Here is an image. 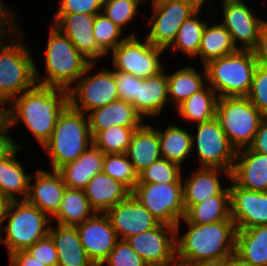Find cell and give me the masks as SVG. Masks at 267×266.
<instances>
[{
    "label": "cell",
    "mask_w": 267,
    "mask_h": 266,
    "mask_svg": "<svg viewBox=\"0 0 267 266\" xmlns=\"http://www.w3.org/2000/svg\"><path fill=\"white\" fill-rule=\"evenodd\" d=\"M4 108V124L9 130L24 122L41 147L50 139L60 113L69 104V90L36 84Z\"/></svg>",
    "instance_id": "obj_1"
},
{
    "label": "cell",
    "mask_w": 267,
    "mask_h": 266,
    "mask_svg": "<svg viewBox=\"0 0 267 266\" xmlns=\"http://www.w3.org/2000/svg\"><path fill=\"white\" fill-rule=\"evenodd\" d=\"M188 231L179 236L176 226V260L184 264L225 259L235 255L236 227L233 220L212 224L187 223Z\"/></svg>",
    "instance_id": "obj_2"
},
{
    "label": "cell",
    "mask_w": 267,
    "mask_h": 266,
    "mask_svg": "<svg viewBox=\"0 0 267 266\" xmlns=\"http://www.w3.org/2000/svg\"><path fill=\"white\" fill-rule=\"evenodd\" d=\"M19 30L16 26L11 34L0 37V105L3 108L37 84L35 60L28 47L21 42ZM9 35L13 36L11 42L7 37Z\"/></svg>",
    "instance_id": "obj_3"
},
{
    "label": "cell",
    "mask_w": 267,
    "mask_h": 266,
    "mask_svg": "<svg viewBox=\"0 0 267 266\" xmlns=\"http://www.w3.org/2000/svg\"><path fill=\"white\" fill-rule=\"evenodd\" d=\"M50 28L44 52L46 75L40 77L35 65L36 82L43 86L69 90L91 62L75 48L66 35L53 25Z\"/></svg>",
    "instance_id": "obj_4"
},
{
    "label": "cell",
    "mask_w": 267,
    "mask_h": 266,
    "mask_svg": "<svg viewBox=\"0 0 267 266\" xmlns=\"http://www.w3.org/2000/svg\"><path fill=\"white\" fill-rule=\"evenodd\" d=\"M70 104L60 113L50 139L42 146L52 170L78 159L92 144L88 117Z\"/></svg>",
    "instance_id": "obj_5"
},
{
    "label": "cell",
    "mask_w": 267,
    "mask_h": 266,
    "mask_svg": "<svg viewBox=\"0 0 267 266\" xmlns=\"http://www.w3.org/2000/svg\"><path fill=\"white\" fill-rule=\"evenodd\" d=\"M253 50L236 52L209 61L204 65L207 83L218 97H246L257 66Z\"/></svg>",
    "instance_id": "obj_6"
},
{
    "label": "cell",
    "mask_w": 267,
    "mask_h": 266,
    "mask_svg": "<svg viewBox=\"0 0 267 266\" xmlns=\"http://www.w3.org/2000/svg\"><path fill=\"white\" fill-rule=\"evenodd\" d=\"M5 220L7 224L0 226V243L6 245L10 256L14 252L27 250L36 241L46 237L52 218L27 200H16L10 202L3 223Z\"/></svg>",
    "instance_id": "obj_7"
},
{
    "label": "cell",
    "mask_w": 267,
    "mask_h": 266,
    "mask_svg": "<svg viewBox=\"0 0 267 266\" xmlns=\"http://www.w3.org/2000/svg\"><path fill=\"white\" fill-rule=\"evenodd\" d=\"M263 117L247 97L218 98L216 118L236 151L252 144Z\"/></svg>",
    "instance_id": "obj_8"
},
{
    "label": "cell",
    "mask_w": 267,
    "mask_h": 266,
    "mask_svg": "<svg viewBox=\"0 0 267 266\" xmlns=\"http://www.w3.org/2000/svg\"><path fill=\"white\" fill-rule=\"evenodd\" d=\"M152 4V19L147 22L151 29L146 39L164 50L175 41L183 22L204 5L200 0L152 1Z\"/></svg>",
    "instance_id": "obj_9"
},
{
    "label": "cell",
    "mask_w": 267,
    "mask_h": 266,
    "mask_svg": "<svg viewBox=\"0 0 267 266\" xmlns=\"http://www.w3.org/2000/svg\"><path fill=\"white\" fill-rule=\"evenodd\" d=\"M183 183H137L131 194L163 224L176 227L185 216Z\"/></svg>",
    "instance_id": "obj_10"
},
{
    "label": "cell",
    "mask_w": 267,
    "mask_h": 266,
    "mask_svg": "<svg viewBox=\"0 0 267 266\" xmlns=\"http://www.w3.org/2000/svg\"><path fill=\"white\" fill-rule=\"evenodd\" d=\"M164 51L147 39L140 41L132 33L112 50L113 71L129 73L142 79L156 75L163 70L159 57Z\"/></svg>",
    "instance_id": "obj_11"
},
{
    "label": "cell",
    "mask_w": 267,
    "mask_h": 266,
    "mask_svg": "<svg viewBox=\"0 0 267 266\" xmlns=\"http://www.w3.org/2000/svg\"><path fill=\"white\" fill-rule=\"evenodd\" d=\"M94 65L95 62L90 63L84 74L76 81V86L69 89V104L86 115L89 111L119 100L112 70L101 69L94 75L86 77Z\"/></svg>",
    "instance_id": "obj_12"
},
{
    "label": "cell",
    "mask_w": 267,
    "mask_h": 266,
    "mask_svg": "<svg viewBox=\"0 0 267 266\" xmlns=\"http://www.w3.org/2000/svg\"><path fill=\"white\" fill-rule=\"evenodd\" d=\"M191 141L192 148L196 144L200 167L232 171L237 151L216 117L197 124L196 135L191 136Z\"/></svg>",
    "instance_id": "obj_13"
},
{
    "label": "cell",
    "mask_w": 267,
    "mask_h": 266,
    "mask_svg": "<svg viewBox=\"0 0 267 266\" xmlns=\"http://www.w3.org/2000/svg\"><path fill=\"white\" fill-rule=\"evenodd\" d=\"M126 240L148 266H165L176 261L174 226L160 223L157 227Z\"/></svg>",
    "instance_id": "obj_14"
},
{
    "label": "cell",
    "mask_w": 267,
    "mask_h": 266,
    "mask_svg": "<svg viewBox=\"0 0 267 266\" xmlns=\"http://www.w3.org/2000/svg\"><path fill=\"white\" fill-rule=\"evenodd\" d=\"M96 14L55 13L53 26L66 35L75 48L91 63L107 56L96 44L93 26Z\"/></svg>",
    "instance_id": "obj_15"
},
{
    "label": "cell",
    "mask_w": 267,
    "mask_h": 266,
    "mask_svg": "<svg viewBox=\"0 0 267 266\" xmlns=\"http://www.w3.org/2000/svg\"><path fill=\"white\" fill-rule=\"evenodd\" d=\"M76 228L88 257L95 266H100L118 240L108 215L96 212Z\"/></svg>",
    "instance_id": "obj_16"
},
{
    "label": "cell",
    "mask_w": 267,
    "mask_h": 266,
    "mask_svg": "<svg viewBox=\"0 0 267 266\" xmlns=\"http://www.w3.org/2000/svg\"><path fill=\"white\" fill-rule=\"evenodd\" d=\"M223 22L221 23L231 34L236 48L253 50L258 42L260 29L265 20L255 16L252 8L244 1L222 3ZM241 41V47L237 41Z\"/></svg>",
    "instance_id": "obj_17"
},
{
    "label": "cell",
    "mask_w": 267,
    "mask_h": 266,
    "mask_svg": "<svg viewBox=\"0 0 267 266\" xmlns=\"http://www.w3.org/2000/svg\"><path fill=\"white\" fill-rule=\"evenodd\" d=\"M108 215L118 239H128L157 227L160 222L132 194L110 208ZM122 236V237H120Z\"/></svg>",
    "instance_id": "obj_18"
},
{
    "label": "cell",
    "mask_w": 267,
    "mask_h": 266,
    "mask_svg": "<svg viewBox=\"0 0 267 266\" xmlns=\"http://www.w3.org/2000/svg\"><path fill=\"white\" fill-rule=\"evenodd\" d=\"M229 190L231 219L236 230L267 225V192L241 188L234 182Z\"/></svg>",
    "instance_id": "obj_19"
},
{
    "label": "cell",
    "mask_w": 267,
    "mask_h": 266,
    "mask_svg": "<svg viewBox=\"0 0 267 266\" xmlns=\"http://www.w3.org/2000/svg\"><path fill=\"white\" fill-rule=\"evenodd\" d=\"M230 181L241 188L267 192V154L249 147L237 150Z\"/></svg>",
    "instance_id": "obj_20"
},
{
    "label": "cell",
    "mask_w": 267,
    "mask_h": 266,
    "mask_svg": "<svg viewBox=\"0 0 267 266\" xmlns=\"http://www.w3.org/2000/svg\"><path fill=\"white\" fill-rule=\"evenodd\" d=\"M35 174L36 182L33 184L29 182L26 200L53 218L60 208L66 185L61 174L56 170L47 172L38 169Z\"/></svg>",
    "instance_id": "obj_21"
},
{
    "label": "cell",
    "mask_w": 267,
    "mask_h": 266,
    "mask_svg": "<svg viewBox=\"0 0 267 266\" xmlns=\"http://www.w3.org/2000/svg\"><path fill=\"white\" fill-rule=\"evenodd\" d=\"M225 172L231 180V172L220 168L200 167L183 180V205L185 212L195 204L215 195H230L229 187L223 188L219 173Z\"/></svg>",
    "instance_id": "obj_22"
},
{
    "label": "cell",
    "mask_w": 267,
    "mask_h": 266,
    "mask_svg": "<svg viewBox=\"0 0 267 266\" xmlns=\"http://www.w3.org/2000/svg\"><path fill=\"white\" fill-rule=\"evenodd\" d=\"M87 117L92 138L113 126L141 127L144 124L135 107L120 99L89 112Z\"/></svg>",
    "instance_id": "obj_23"
},
{
    "label": "cell",
    "mask_w": 267,
    "mask_h": 266,
    "mask_svg": "<svg viewBox=\"0 0 267 266\" xmlns=\"http://www.w3.org/2000/svg\"><path fill=\"white\" fill-rule=\"evenodd\" d=\"M166 103H169V98L167 73L164 69L156 75L138 78L137 96L131 104L142 118L159 116Z\"/></svg>",
    "instance_id": "obj_24"
},
{
    "label": "cell",
    "mask_w": 267,
    "mask_h": 266,
    "mask_svg": "<svg viewBox=\"0 0 267 266\" xmlns=\"http://www.w3.org/2000/svg\"><path fill=\"white\" fill-rule=\"evenodd\" d=\"M83 190L91 207L98 213H106L131 194L125 185L104 172L95 174Z\"/></svg>",
    "instance_id": "obj_25"
},
{
    "label": "cell",
    "mask_w": 267,
    "mask_h": 266,
    "mask_svg": "<svg viewBox=\"0 0 267 266\" xmlns=\"http://www.w3.org/2000/svg\"><path fill=\"white\" fill-rule=\"evenodd\" d=\"M14 147L0 159V192L10 201L26 200L29 191V182L33 176L27 175L24 167L15 159L16 154L23 147L13 142ZM24 196L19 199L16 196Z\"/></svg>",
    "instance_id": "obj_26"
},
{
    "label": "cell",
    "mask_w": 267,
    "mask_h": 266,
    "mask_svg": "<svg viewBox=\"0 0 267 266\" xmlns=\"http://www.w3.org/2000/svg\"><path fill=\"white\" fill-rule=\"evenodd\" d=\"M105 154L93 144L75 161L62 166L58 172L67 188L84 189L89 180L103 172Z\"/></svg>",
    "instance_id": "obj_27"
},
{
    "label": "cell",
    "mask_w": 267,
    "mask_h": 266,
    "mask_svg": "<svg viewBox=\"0 0 267 266\" xmlns=\"http://www.w3.org/2000/svg\"><path fill=\"white\" fill-rule=\"evenodd\" d=\"M49 235L58 251L57 266H95L81 244L76 226H50Z\"/></svg>",
    "instance_id": "obj_28"
},
{
    "label": "cell",
    "mask_w": 267,
    "mask_h": 266,
    "mask_svg": "<svg viewBox=\"0 0 267 266\" xmlns=\"http://www.w3.org/2000/svg\"><path fill=\"white\" fill-rule=\"evenodd\" d=\"M126 155L138 174L153 162L161 159L157 129L146 124L136 129L126 150Z\"/></svg>",
    "instance_id": "obj_29"
},
{
    "label": "cell",
    "mask_w": 267,
    "mask_h": 266,
    "mask_svg": "<svg viewBox=\"0 0 267 266\" xmlns=\"http://www.w3.org/2000/svg\"><path fill=\"white\" fill-rule=\"evenodd\" d=\"M235 256L250 266H267V225L236 230Z\"/></svg>",
    "instance_id": "obj_30"
},
{
    "label": "cell",
    "mask_w": 267,
    "mask_h": 266,
    "mask_svg": "<svg viewBox=\"0 0 267 266\" xmlns=\"http://www.w3.org/2000/svg\"><path fill=\"white\" fill-rule=\"evenodd\" d=\"M204 68L203 76L192 66L178 69L175 73L167 74L169 103L175 106L180 105L193 93L205 87L207 83V73Z\"/></svg>",
    "instance_id": "obj_31"
},
{
    "label": "cell",
    "mask_w": 267,
    "mask_h": 266,
    "mask_svg": "<svg viewBox=\"0 0 267 266\" xmlns=\"http://www.w3.org/2000/svg\"><path fill=\"white\" fill-rule=\"evenodd\" d=\"M185 223L212 224L231 219L230 195H215L192 205L182 219Z\"/></svg>",
    "instance_id": "obj_32"
},
{
    "label": "cell",
    "mask_w": 267,
    "mask_h": 266,
    "mask_svg": "<svg viewBox=\"0 0 267 266\" xmlns=\"http://www.w3.org/2000/svg\"><path fill=\"white\" fill-rule=\"evenodd\" d=\"M218 98L217 93L211 86L204 87L200 91L193 93L176 109L183 119L199 124L216 117Z\"/></svg>",
    "instance_id": "obj_33"
},
{
    "label": "cell",
    "mask_w": 267,
    "mask_h": 266,
    "mask_svg": "<svg viewBox=\"0 0 267 266\" xmlns=\"http://www.w3.org/2000/svg\"><path fill=\"white\" fill-rule=\"evenodd\" d=\"M83 189H65L60 208L53 217L57 224L76 226L95 214Z\"/></svg>",
    "instance_id": "obj_34"
},
{
    "label": "cell",
    "mask_w": 267,
    "mask_h": 266,
    "mask_svg": "<svg viewBox=\"0 0 267 266\" xmlns=\"http://www.w3.org/2000/svg\"><path fill=\"white\" fill-rule=\"evenodd\" d=\"M237 50L238 48L234 45L231 34L221 23L212 26H208L206 23L198 52V56L202 59V65L232 54Z\"/></svg>",
    "instance_id": "obj_35"
},
{
    "label": "cell",
    "mask_w": 267,
    "mask_h": 266,
    "mask_svg": "<svg viewBox=\"0 0 267 266\" xmlns=\"http://www.w3.org/2000/svg\"><path fill=\"white\" fill-rule=\"evenodd\" d=\"M156 129L162 158L182 165L190 152L192 153V134L177 125H170L164 131Z\"/></svg>",
    "instance_id": "obj_36"
},
{
    "label": "cell",
    "mask_w": 267,
    "mask_h": 266,
    "mask_svg": "<svg viewBox=\"0 0 267 266\" xmlns=\"http://www.w3.org/2000/svg\"><path fill=\"white\" fill-rule=\"evenodd\" d=\"M200 7L192 16L186 19L180 26L176 39L169 47L173 53L181 51L188 57L198 56L202 35L206 26L205 20H199Z\"/></svg>",
    "instance_id": "obj_37"
},
{
    "label": "cell",
    "mask_w": 267,
    "mask_h": 266,
    "mask_svg": "<svg viewBox=\"0 0 267 266\" xmlns=\"http://www.w3.org/2000/svg\"><path fill=\"white\" fill-rule=\"evenodd\" d=\"M140 127L113 126L98 132L93 138V145L104 154L126 153L136 129Z\"/></svg>",
    "instance_id": "obj_38"
},
{
    "label": "cell",
    "mask_w": 267,
    "mask_h": 266,
    "mask_svg": "<svg viewBox=\"0 0 267 266\" xmlns=\"http://www.w3.org/2000/svg\"><path fill=\"white\" fill-rule=\"evenodd\" d=\"M103 172L114 180L121 182L130 191L138 183V173L126 153L105 154L103 159Z\"/></svg>",
    "instance_id": "obj_39"
},
{
    "label": "cell",
    "mask_w": 267,
    "mask_h": 266,
    "mask_svg": "<svg viewBox=\"0 0 267 266\" xmlns=\"http://www.w3.org/2000/svg\"><path fill=\"white\" fill-rule=\"evenodd\" d=\"M181 166L161 158L138 174V183H183Z\"/></svg>",
    "instance_id": "obj_40"
},
{
    "label": "cell",
    "mask_w": 267,
    "mask_h": 266,
    "mask_svg": "<svg viewBox=\"0 0 267 266\" xmlns=\"http://www.w3.org/2000/svg\"><path fill=\"white\" fill-rule=\"evenodd\" d=\"M122 32V29L107 18L104 13L100 12L95 15L93 35L97 46L106 55L128 37L126 35L120 39Z\"/></svg>",
    "instance_id": "obj_41"
},
{
    "label": "cell",
    "mask_w": 267,
    "mask_h": 266,
    "mask_svg": "<svg viewBox=\"0 0 267 266\" xmlns=\"http://www.w3.org/2000/svg\"><path fill=\"white\" fill-rule=\"evenodd\" d=\"M138 0H103L102 13L123 29L138 13Z\"/></svg>",
    "instance_id": "obj_42"
},
{
    "label": "cell",
    "mask_w": 267,
    "mask_h": 266,
    "mask_svg": "<svg viewBox=\"0 0 267 266\" xmlns=\"http://www.w3.org/2000/svg\"><path fill=\"white\" fill-rule=\"evenodd\" d=\"M104 264H108V266H148L125 239L117 240L113 250L100 266Z\"/></svg>",
    "instance_id": "obj_43"
},
{
    "label": "cell",
    "mask_w": 267,
    "mask_h": 266,
    "mask_svg": "<svg viewBox=\"0 0 267 266\" xmlns=\"http://www.w3.org/2000/svg\"><path fill=\"white\" fill-rule=\"evenodd\" d=\"M263 116L267 115V67L257 64L250 91L246 96Z\"/></svg>",
    "instance_id": "obj_44"
},
{
    "label": "cell",
    "mask_w": 267,
    "mask_h": 266,
    "mask_svg": "<svg viewBox=\"0 0 267 266\" xmlns=\"http://www.w3.org/2000/svg\"><path fill=\"white\" fill-rule=\"evenodd\" d=\"M27 251L41 263L47 266H57L58 251L52 237L49 234L36 241L27 249Z\"/></svg>",
    "instance_id": "obj_45"
},
{
    "label": "cell",
    "mask_w": 267,
    "mask_h": 266,
    "mask_svg": "<svg viewBox=\"0 0 267 266\" xmlns=\"http://www.w3.org/2000/svg\"><path fill=\"white\" fill-rule=\"evenodd\" d=\"M103 0H60L56 13L97 14L102 11Z\"/></svg>",
    "instance_id": "obj_46"
},
{
    "label": "cell",
    "mask_w": 267,
    "mask_h": 266,
    "mask_svg": "<svg viewBox=\"0 0 267 266\" xmlns=\"http://www.w3.org/2000/svg\"><path fill=\"white\" fill-rule=\"evenodd\" d=\"M113 72L115 75L119 99L131 103L137 96L138 77L120 71Z\"/></svg>",
    "instance_id": "obj_47"
},
{
    "label": "cell",
    "mask_w": 267,
    "mask_h": 266,
    "mask_svg": "<svg viewBox=\"0 0 267 266\" xmlns=\"http://www.w3.org/2000/svg\"><path fill=\"white\" fill-rule=\"evenodd\" d=\"M13 12L14 10L12 11L8 7H5L3 0H0V37L11 33L18 26L16 16H14L15 14Z\"/></svg>",
    "instance_id": "obj_48"
},
{
    "label": "cell",
    "mask_w": 267,
    "mask_h": 266,
    "mask_svg": "<svg viewBox=\"0 0 267 266\" xmlns=\"http://www.w3.org/2000/svg\"><path fill=\"white\" fill-rule=\"evenodd\" d=\"M253 53L257 63L267 67V21L260 29L258 42Z\"/></svg>",
    "instance_id": "obj_49"
},
{
    "label": "cell",
    "mask_w": 267,
    "mask_h": 266,
    "mask_svg": "<svg viewBox=\"0 0 267 266\" xmlns=\"http://www.w3.org/2000/svg\"><path fill=\"white\" fill-rule=\"evenodd\" d=\"M252 151L267 154V115L260 122L258 131L254 136L252 144L249 146Z\"/></svg>",
    "instance_id": "obj_50"
},
{
    "label": "cell",
    "mask_w": 267,
    "mask_h": 266,
    "mask_svg": "<svg viewBox=\"0 0 267 266\" xmlns=\"http://www.w3.org/2000/svg\"><path fill=\"white\" fill-rule=\"evenodd\" d=\"M9 262V266H47L35 259L27 250L12 253Z\"/></svg>",
    "instance_id": "obj_51"
},
{
    "label": "cell",
    "mask_w": 267,
    "mask_h": 266,
    "mask_svg": "<svg viewBox=\"0 0 267 266\" xmlns=\"http://www.w3.org/2000/svg\"><path fill=\"white\" fill-rule=\"evenodd\" d=\"M9 131L5 124L0 127V159L14 147V139L10 138Z\"/></svg>",
    "instance_id": "obj_52"
},
{
    "label": "cell",
    "mask_w": 267,
    "mask_h": 266,
    "mask_svg": "<svg viewBox=\"0 0 267 266\" xmlns=\"http://www.w3.org/2000/svg\"><path fill=\"white\" fill-rule=\"evenodd\" d=\"M228 258L187 263L185 266H226Z\"/></svg>",
    "instance_id": "obj_53"
},
{
    "label": "cell",
    "mask_w": 267,
    "mask_h": 266,
    "mask_svg": "<svg viewBox=\"0 0 267 266\" xmlns=\"http://www.w3.org/2000/svg\"><path fill=\"white\" fill-rule=\"evenodd\" d=\"M10 200L0 192V226L3 224L4 217L7 214Z\"/></svg>",
    "instance_id": "obj_54"
},
{
    "label": "cell",
    "mask_w": 267,
    "mask_h": 266,
    "mask_svg": "<svg viewBox=\"0 0 267 266\" xmlns=\"http://www.w3.org/2000/svg\"><path fill=\"white\" fill-rule=\"evenodd\" d=\"M226 266H250V265L242 262L238 257L234 255L228 258Z\"/></svg>",
    "instance_id": "obj_55"
},
{
    "label": "cell",
    "mask_w": 267,
    "mask_h": 266,
    "mask_svg": "<svg viewBox=\"0 0 267 266\" xmlns=\"http://www.w3.org/2000/svg\"><path fill=\"white\" fill-rule=\"evenodd\" d=\"M4 124V108L0 105V127Z\"/></svg>",
    "instance_id": "obj_56"
},
{
    "label": "cell",
    "mask_w": 267,
    "mask_h": 266,
    "mask_svg": "<svg viewBox=\"0 0 267 266\" xmlns=\"http://www.w3.org/2000/svg\"><path fill=\"white\" fill-rule=\"evenodd\" d=\"M165 266H185V264L176 260L175 262Z\"/></svg>",
    "instance_id": "obj_57"
},
{
    "label": "cell",
    "mask_w": 267,
    "mask_h": 266,
    "mask_svg": "<svg viewBox=\"0 0 267 266\" xmlns=\"http://www.w3.org/2000/svg\"><path fill=\"white\" fill-rule=\"evenodd\" d=\"M221 1H223L222 3H227V2H238L243 0H221Z\"/></svg>",
    "instance_id": "obj_58"
},
{
    "label": "cell",
    "mask_w": 267,
    "mask_h": 266,
    "mask_svg": "<svg viewBox=\"0 0 267 266\" xmlns=\"http://www.w3.org/2000/svg\"><path fill=\"white\" fill-rule=\"evenodd\" d=\"M152 1H173V0H152Z\"/></svg>",
    "instance_id": "obj_59"
},
{
    "label": "cell",
    "mask_w": 267,
    "mask_h": 266,
    "mask_svg": "<svg viewBox=\"0 0 267 266\" xmlns=\"http://www.w3.org/2000/svg\"><path fill=\"white\" fill-rule=\"evenodd\" d=\"M203 4L206 3L207 0H200Z\"/></svg>",
    "instance_id": "obj_60"
}]
</instances>
